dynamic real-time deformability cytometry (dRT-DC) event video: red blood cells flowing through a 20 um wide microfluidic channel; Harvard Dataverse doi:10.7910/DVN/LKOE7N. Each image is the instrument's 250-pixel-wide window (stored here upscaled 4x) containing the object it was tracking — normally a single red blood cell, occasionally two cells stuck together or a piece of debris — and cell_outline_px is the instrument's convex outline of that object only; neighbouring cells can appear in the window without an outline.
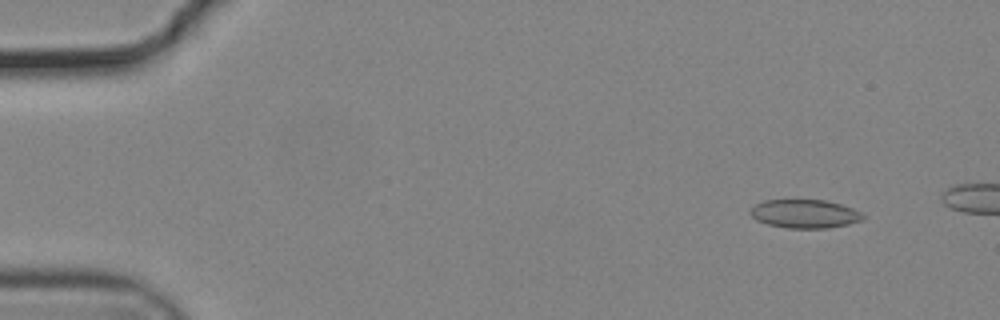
{"species": "common noctule bat (a hibernating species)", "species_latin": "Nyctalus noctula", "temperature_condition": "cold", "stored_images_in_passage": 15, "camera_frame_rate_fps": 3000, "um_per_image_px": 0.085, "animal": {"sex": "male", "body_mass_g": 19.2, "forearm_length_mm": 51.8}, "frame": {"image": 1, "passage_image": 5, "time_ms": 1.333, "image_size_px": [1000, 320], "cell_outline_px": [[864, 220], [848, 224], [828, 228], [788, 228], [768, 224], [756, 220], [748, 212], [756, 204], [764, 200], [824, 200], [840, 204], [852, 208], [860, 212], [864, 216]], "centroid_in_image_um": [68.4, 18.17], "position_along_channel_um": 16.6, "area_um2": 18.67}}